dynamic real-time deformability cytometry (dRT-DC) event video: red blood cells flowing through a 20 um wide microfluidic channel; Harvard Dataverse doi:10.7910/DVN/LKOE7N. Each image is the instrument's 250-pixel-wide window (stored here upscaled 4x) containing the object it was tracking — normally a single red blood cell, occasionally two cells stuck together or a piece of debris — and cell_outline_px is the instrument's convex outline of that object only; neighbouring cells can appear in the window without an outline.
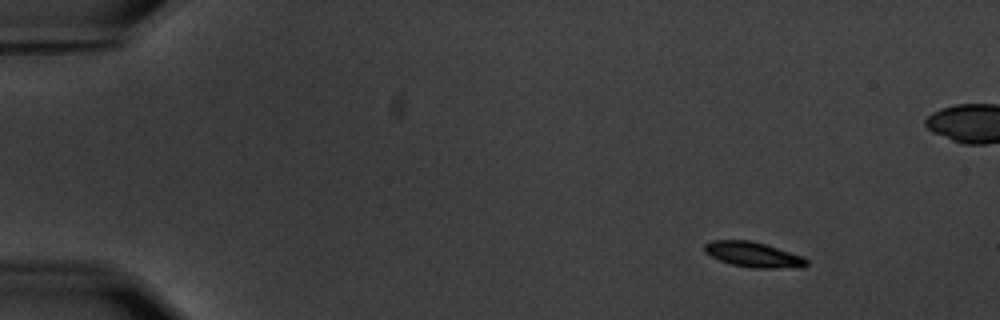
{"species": "common noctule bat (a hibernating species)", "species_latin": "Nyctalus noctula", "temperature_condition": "warm", "stored_images_in_passage": 5, "segment_of_instrument_passage": [1, 2], "camera_frame_rate_fps": 3000, "um_per_image_px": 0.085, "animal": {"sex": "male", "body_mass_g": 20.1, "forearm_length_mm": 53.5}, "frame": {"image": 1, "passage_image": 1, "time_ms": 0.0, "image_size_px": [1000, 320], "cell_outline_px": [[808, 264], [800, 268], [752, 268], [732, 264], [720, 260], [704, 252], [704, 244], [712, 240], [752, 240], [804, 256], [808, 260]], "centroid_in_image_um": [64.06, 21.64], "position_along_channel_um": 20.9, "area_um2": 15.09}}